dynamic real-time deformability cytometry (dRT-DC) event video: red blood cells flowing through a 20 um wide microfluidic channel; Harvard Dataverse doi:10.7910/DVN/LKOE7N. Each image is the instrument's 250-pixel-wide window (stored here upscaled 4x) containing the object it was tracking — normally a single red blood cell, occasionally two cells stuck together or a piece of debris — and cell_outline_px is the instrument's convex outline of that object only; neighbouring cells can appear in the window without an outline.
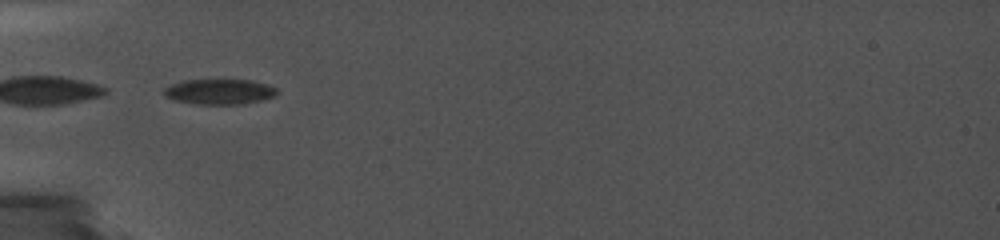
{"species": "common noctule bat (a hibernating species)", "species_latin": "Nyctalus noctula", "temperature_condition": "cold", "stored_images_in_passage": 25, "camera_frame_rate_fps": 5000, "um_per_image_px": 0.085, "animal": {"sex": "female", "body_mass_g": 19.0, "forearm_length_mm": 56.7}, "frame": {"image": 1, "passage_image": 1, "time_ms": 0.0, "image_size_px": [1000, 240], "cell_outline_px": [[280, 92], [276, 96], [244, 104], [196, 104], [176, 100], [164, 96], [164, 88], [172, 84], [184, 80], [252, 80], [268, 84], [276, 88]], "centroid_in_image_um": [18.7, 7.79], "position_along_channel_um": 66.3, "area_um2": 16.7}}